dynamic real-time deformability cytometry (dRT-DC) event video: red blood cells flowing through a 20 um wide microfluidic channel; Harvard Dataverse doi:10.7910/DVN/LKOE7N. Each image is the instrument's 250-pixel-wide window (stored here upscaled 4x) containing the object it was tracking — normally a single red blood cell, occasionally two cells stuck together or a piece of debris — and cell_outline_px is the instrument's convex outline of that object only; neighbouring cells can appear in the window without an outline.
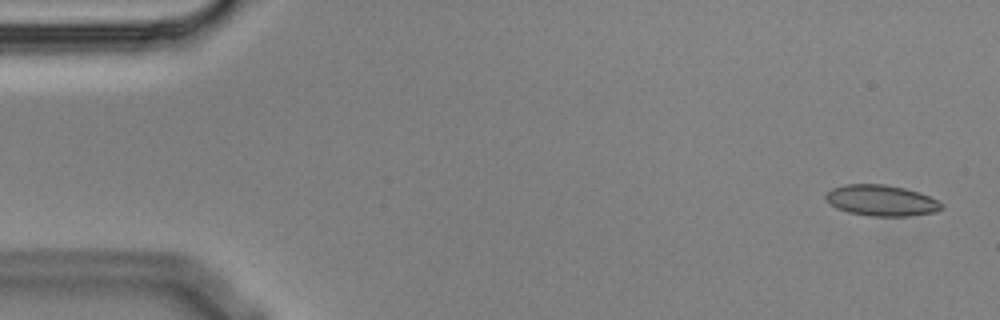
{"species": "Egyptian fruit bat (a non-hibernating species)", "species_latin": "Rousettus aegyptiacus", "temperature_condition": "cold", "stored_images_in_passage": 7, "camera_frame_rate_fps": 3000, "um_per_image_px": 0.085, "animal": {"sex": "male"}, "frame": {"image": 1, "passage_image": 1, "time_ms": 0.0, "image_size_px": [1000, 320], "cell_outline_px": [[944, 208], [936, 212], [908, 216], [872, 216], [848, 212], [836, 208], [824, 196], [832, 188], [844, 184], [884, 184], [904, 188], [920, 192], [936, 200]], "centroid_in_image_um": [74.91, 17.04], "position_along_channel_um": 10.1, "area_um2": 20.75}}
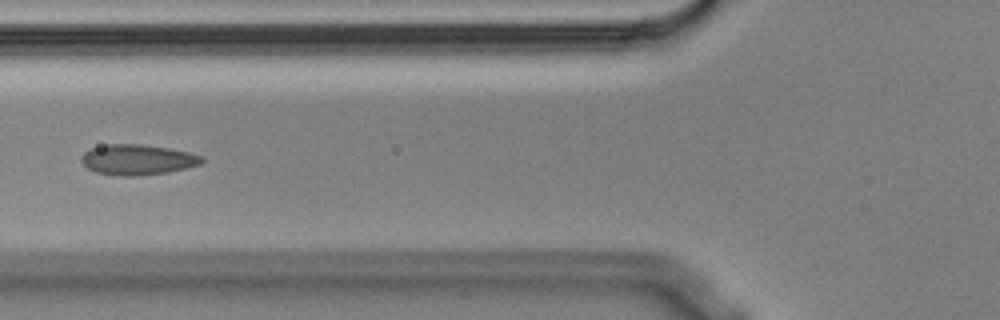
{"frame": {"image": 2, "passage_image": 6, "time_ms": 1.667, "image_size_px": [1000, 320], "cell_outline_px": [[204, 160], [200, 164], [168, 172], [136, 176], [120, 176], [96, 172], [88, 168], [80, 160], [80, 156], [84, 152], [92, 148], [104, 144], [140, 144], [168, 148], [188, 152], [204, 156]], "centroid_in_image_um": [11.67, 13.57], "position_along_channel_um": 114.1, "area_um2": 21.33}}
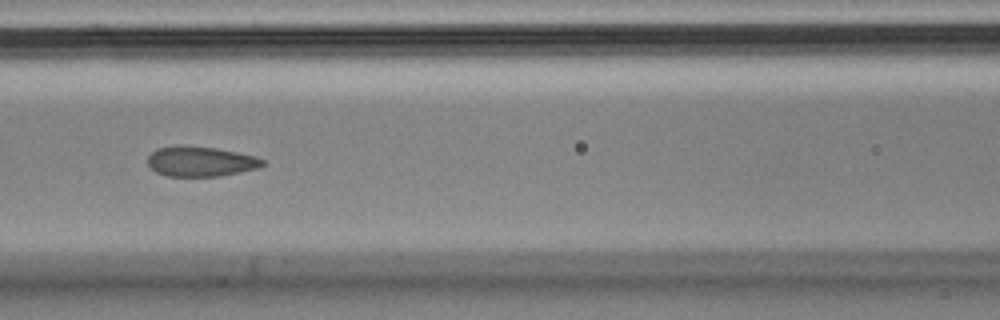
{"frame": {"image": 3, "passage_image": 7, "time_ms": 2.0, "image_size_px": [1000, 320], "cell_outline_px": [[264, 164], [260, 168], [220, 176], [168, 176], [156, 172], [148, 164], [148, 156], [156, 148], [176, 144], [184, 144], [216, 148], [256, 156], [264, 160]], "centroid_in_image_um": [17.04, 13.7], "position_along_channel_um": 149.6, "area_um2": 20.4}}